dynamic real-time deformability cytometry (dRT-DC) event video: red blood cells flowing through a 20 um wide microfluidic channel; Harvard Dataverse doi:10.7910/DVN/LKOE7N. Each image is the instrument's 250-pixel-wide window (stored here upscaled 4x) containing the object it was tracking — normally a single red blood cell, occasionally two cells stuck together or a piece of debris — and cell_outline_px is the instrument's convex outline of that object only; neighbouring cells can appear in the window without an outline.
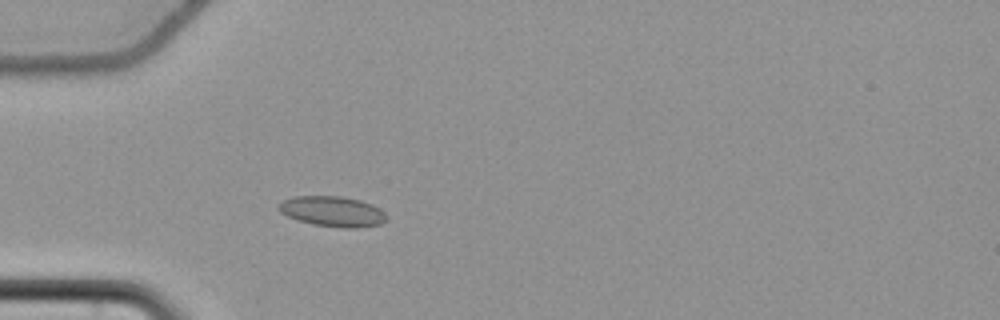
{"species": "common noctule bat (a hibernating species)", "species_latin": "Nyctalus noctula", "temperature_condition": "cold", "stored_images_in_passage": 54, "camera_frame_rate_fps": 3000, "um_per_image_px": 0.085, "animal": {"sex": "female", "body_mass_g": 22.7, "forearm_length_mm": 54.2}, "frame": {"image": 1, "passage_image": 15, "time_ms": 4.667, "image_size_px": [1000, 320], "cell_outline_px": [[384, 220], [380, 224], [356, 228], [344, 228], [312, 224], [296, 220], [280, 212], [276, 208], [284, 200], [296, 196], [340, 196], [360, 200], [372, 204], [384, 212]], "centroid_in_image_um": [28.23, 17.97], "position_along_channel_um": 56.8, "area_um2": 18.9}}
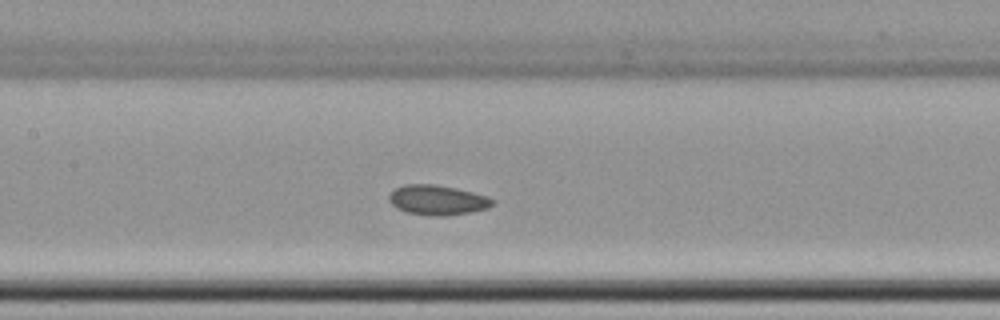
{"frame": {"image": 2, "passage_image": 25, "time_ms": 8.0, "image_size_px": [1000, 320], "cell_outline_px": [[496, 200], [488, 208], [472, 212], [444, 216], [432, 216], [408, 212], [396, 208], [388, 200], [388, 196], [396, 188], [404, 184], [432, 184], [456, 188], [488, 196]], "centroid_in_image_um": [37.19, 17.0], "position_along_channel_um": 170.2, "area_um2": 18.03}}
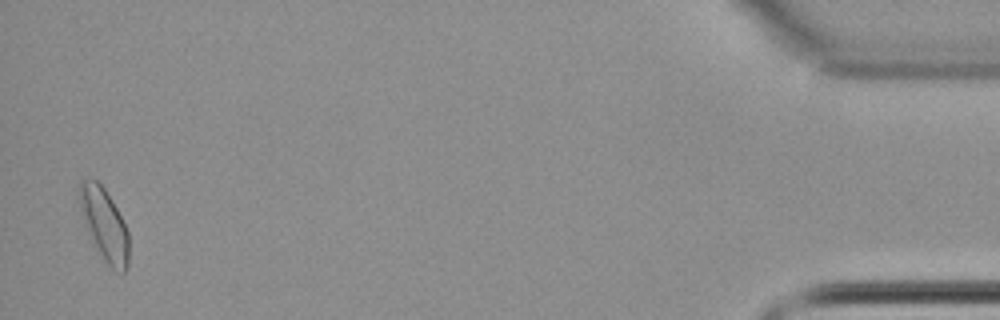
{"frame": {"image": 3, "passage_image": 53, "time_ms": 17.333, "image_size_px": [1000, 320], "cell_outline_px": [[128, 268], [124, 272], [120, 272], [112, 268], [104, 260], [88, 228], [80, 204], [80, 180], [96, 180], [104, 188], [112, 200], [128, 232]], "centroid_in_image_um": [8.92, 19.08], "position_along_channel_um": 426.3, "area_um2": 19.59}}